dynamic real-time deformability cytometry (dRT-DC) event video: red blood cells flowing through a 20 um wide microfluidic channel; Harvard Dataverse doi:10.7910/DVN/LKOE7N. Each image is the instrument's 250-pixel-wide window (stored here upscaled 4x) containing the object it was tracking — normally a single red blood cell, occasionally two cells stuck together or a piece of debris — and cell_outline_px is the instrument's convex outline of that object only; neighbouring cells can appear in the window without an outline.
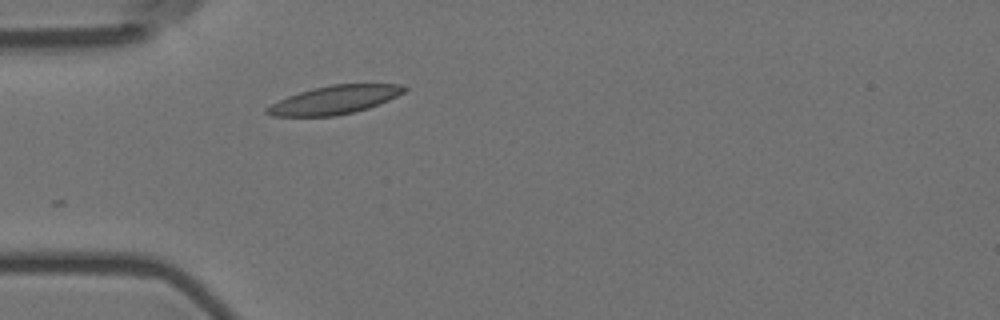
{"species": "Egyptian fruit bat (a non-hibernating species)", "species_latin": "Rousettus aegyptiacus", "temperature_condition": "room temperature", "stored_images_in_passage": 5, "camera_frame_rate_fps": 3000, "um_per_image_px": 0.085, "animal": {"sex": "female"}, "frame": {"image": 1, "passage_image": 1, "time_ms": 0.0, "image_size_px": [1000, 320], "cell_outline_px": [[408, 88], [404, 92], [388, 100], [368, 108], [336, 116], [272, 116], [264, 112], [264, 108], [288, 96], [312, 88], [332, 84], [400, 84]], "centroid_in_image_um": [28.42, 8.49], "position_along_channel_um": 56.6, "area_um2": 22.54}}
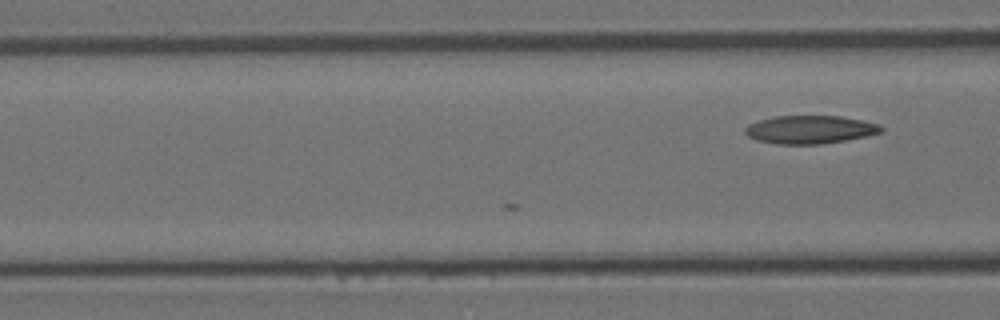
{"frame": {"image": 2, "passage_image": 5, "time_ms": 1.333, "image_size_px": [1000, 320], "cell_outline_px": [[884, 128], [880, 132], [864, 136], [844, 140], [820, 144], [776, 144], [756, 140], [748, 136], [744, 132], [744, 128], [748, 124], [760, 120], [776, 116], [840, 116], [880, 124]], "centroid_in_image_um": [68.8, 11.01], "position_along_channel_um": 97.8, "area_um2": 22.14}}